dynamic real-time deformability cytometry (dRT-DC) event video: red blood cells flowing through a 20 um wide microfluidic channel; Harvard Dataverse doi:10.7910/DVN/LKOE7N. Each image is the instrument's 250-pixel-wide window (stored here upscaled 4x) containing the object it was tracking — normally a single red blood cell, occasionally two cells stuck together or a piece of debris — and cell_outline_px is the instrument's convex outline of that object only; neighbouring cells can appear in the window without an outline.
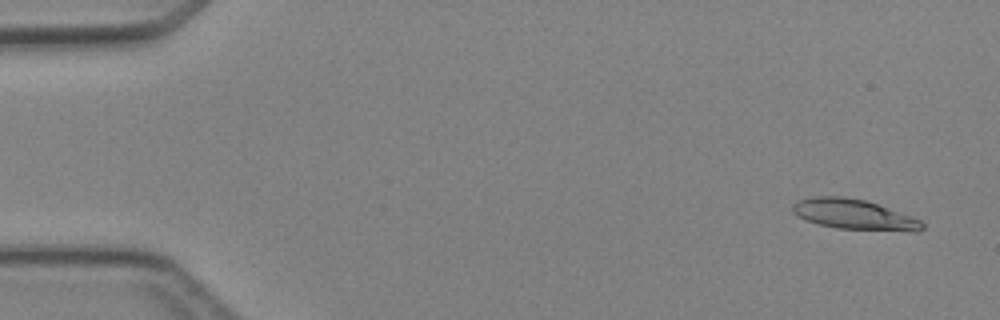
{"species": "Egyptian fruit bat (a non-hibernating species)", "species_latin": "Rousettus aegyptiacus", "temperature_condition": "cold", "stored_images_in_passage": 4, "camera_frame_rate_fps": 3000, "um_per_image_px": 0.085, "animal": {"sex": "female"}, "frame": {"image": 1, "passage_image": 1, "time_ms": 0.0, "image_size_px": [1000, 320], "cell_outline_px": [[924, 228], [916, 232], [912, 232], [836, 228], [804, 220], [796, 216], [792, 212], [792, 204], [800, 200], [812, 196], [840, 196], [864, 200], [912, 216], [920, 220], [924, 224]], "centroid_in_image_um": [72.59, 18.24], "position_along_channel_um": 12.4, "area_um2": 22.89}}
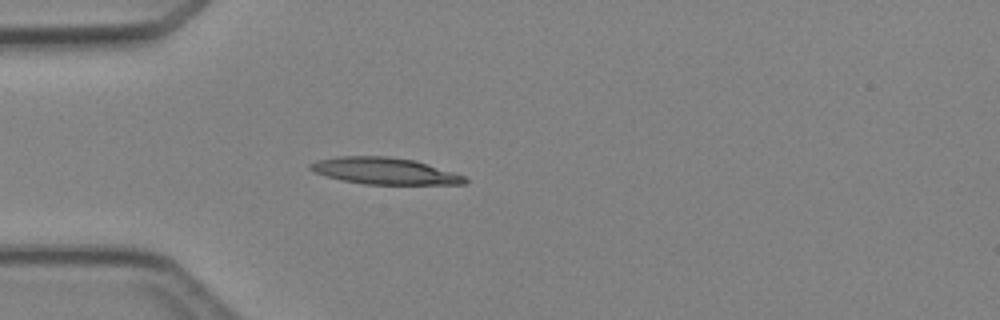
{"frame": {"image": 2, "passage_image": 4, "time_ms": 3.667, "image_size_px": [1000, 320], "cell_outline_px": [[468, 180], [464, 184], [364, 184], [344, 180], [328, 176], [316, 172], [308, 168], [308, 164], [316, 160], [336, 156], [388, 156], [416, 160], [464, 176]], "centroid_in_image_um": [32.67, 14.52], "position_along_channel_um": 52.3, "area_um2": 23.81}}